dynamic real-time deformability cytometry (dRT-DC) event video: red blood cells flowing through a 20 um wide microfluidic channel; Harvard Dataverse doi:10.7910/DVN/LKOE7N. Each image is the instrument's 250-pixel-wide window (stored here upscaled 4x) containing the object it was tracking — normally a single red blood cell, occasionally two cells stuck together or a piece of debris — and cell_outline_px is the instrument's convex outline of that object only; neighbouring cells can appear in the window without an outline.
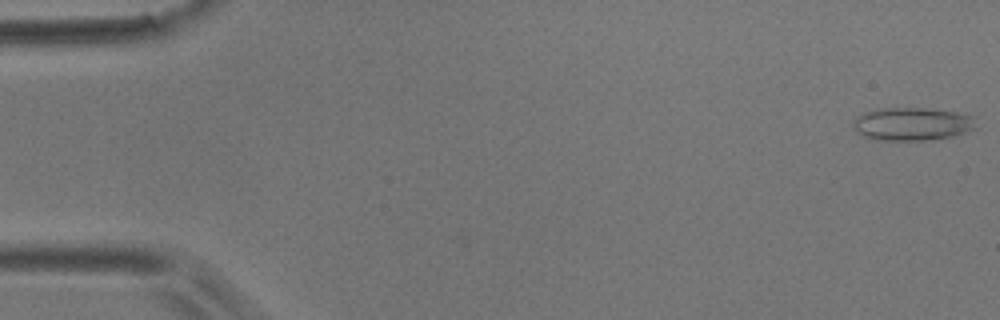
{"species": "common noctule bat (a hibernating species)", "species_latin": "Nyctalus noctula", "temperature_condition": "room temperature", "stored_images_in_passage": 6, "camera_frame_rate_fps": 3000, "um_per_image_px": 0.085, "animal": {"sex": "male", "body_mass_g": 17.9}, "frame": {"image": 1, "passage_image": 1, "time_ms": 0.0, "image_size_px": [1000, 320], "cell_outline_px": [[976, 128], [952, 136], [928, 140], [876, 140], [864, 136], [856, 132], [852, 124], [852, 120], [856, 116], [864, 112], [876, 108], [924, 108], [956, 112], [976, 116]], "centroid_in_image_um": [77.51, 10.53], "position_along_channel_um": 7.5, "area_um2": 23.93}}
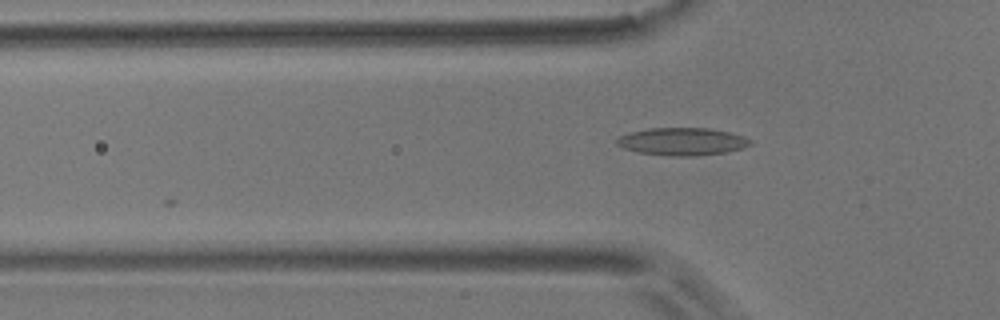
{"frame": {"image": 2, "passage_image": 6, "time_ms": 5.667, "image_size_px": [1000, 320], "cell_outline_px": [[752, 144], [744, 148], [728, 152], [696, 156], [672, 156], [640, 152], [624, 148], [616, 144], [616, 140], [620, 136], [632, 132], [648, 128], [708, 128], [728, 132], [744, 136], [752, 140]], "centroid_in_image_um": [58.04, 12.03], "position_along_channel_um": 67.8, "area_um2": 21.44}}